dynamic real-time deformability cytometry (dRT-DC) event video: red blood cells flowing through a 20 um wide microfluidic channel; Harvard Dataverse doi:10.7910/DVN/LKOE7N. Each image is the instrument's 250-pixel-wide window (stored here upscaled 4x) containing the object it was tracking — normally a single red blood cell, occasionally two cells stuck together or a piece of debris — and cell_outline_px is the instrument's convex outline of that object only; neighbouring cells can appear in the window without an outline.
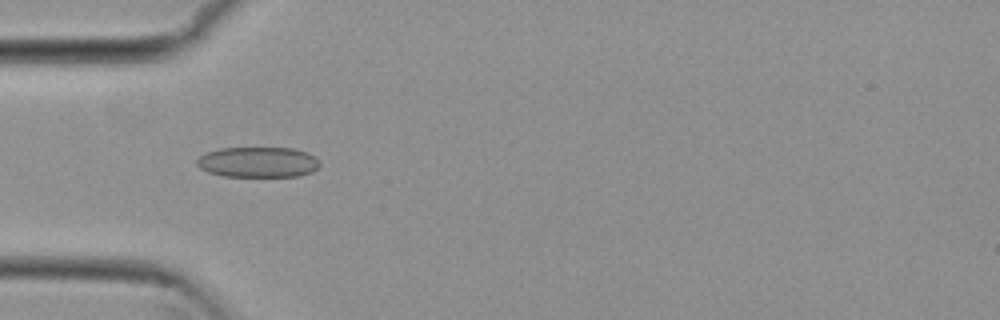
{"species": "common noctule bat (a hibernating species)", "species_latin": "Nyctalus noctula", "temperature_condition": "cold", "stored_images_in_passage": 17, "camera_frame_rate_fps": 3000, "um_per_image_px": 0.085, "animal": {"sex": "female", "body_mass_g": 29.2, "forearm_length_mm": 56.3}, "frame": {"image": 1, "passage_image": 1, "time_ms": 0.0, "image_size_px": [1000, 320], "cell_outline_px": [[320, 164], [312, 172], [300, 176], [224, 176], [208, 172], [200, 168], [196, 164], [196, 160], [200, 156], [208, 152], [220, 148], [292, 148], [308, 152], [316, 156]], "centroid_in_image_um": [21.95, 13.78], "position_along_channel_um": 63.1, "area_um2": 21.85}}
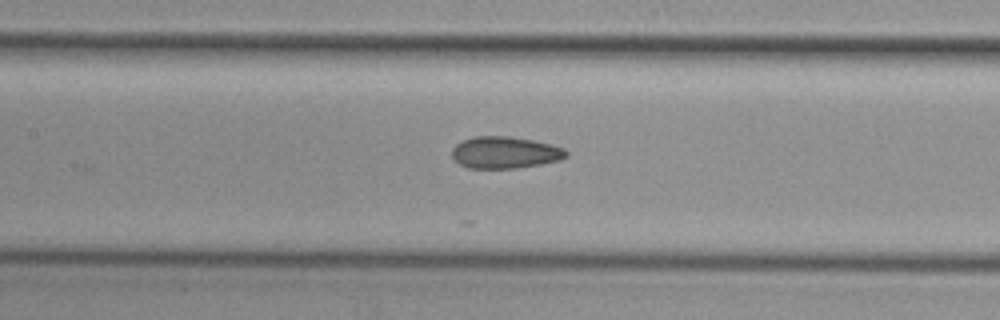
{"frame": {"image": 2, "passage_image": 9, "time_ms": 2.667, "image_size_px": [1000, 320], "cell_outline_px": [[568, 156], [560, 160], [540, 164], [516, 168], [468, 168], [460, 164], [452, 156], [452, 148], [456, 144], [464, 140], [476, 136], [508, 136], [532, 140], [552, 144], [564, 148], [568, 152]], "centroid_in_image_um": [42.94, 12.96], "position_along_channel_um": 164.5, "area_um2": 21.15}}
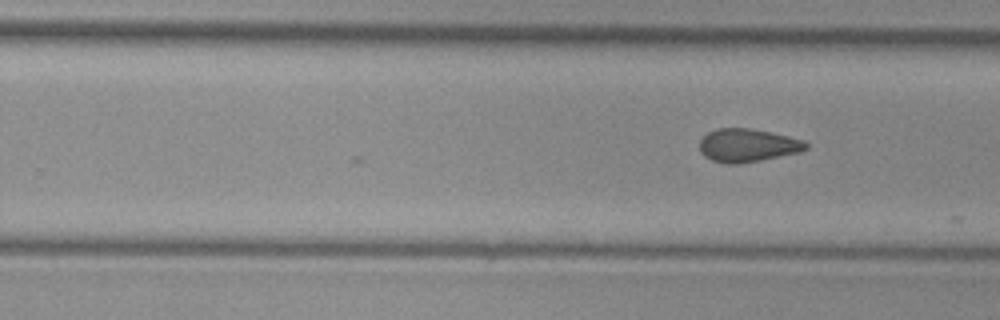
{"frame": {"image": 3, "passage_image": 17, "time_ms": 5.333, "image_size_px": [1000, 320], "cell_outline_px": [[808, 148], [800, 152], [760, 160], [736, 164], [728, 164], [712, 160], [704, 156], [700, 152], [700, 140], [708, 132], [716, 128], [748, 128], [788, 136], [804, 140], [808, 144]], "centroid_in_image_um": [63.53, 12.35], "position_along_channel_um": 266.3, "area_um2": 20.46}}